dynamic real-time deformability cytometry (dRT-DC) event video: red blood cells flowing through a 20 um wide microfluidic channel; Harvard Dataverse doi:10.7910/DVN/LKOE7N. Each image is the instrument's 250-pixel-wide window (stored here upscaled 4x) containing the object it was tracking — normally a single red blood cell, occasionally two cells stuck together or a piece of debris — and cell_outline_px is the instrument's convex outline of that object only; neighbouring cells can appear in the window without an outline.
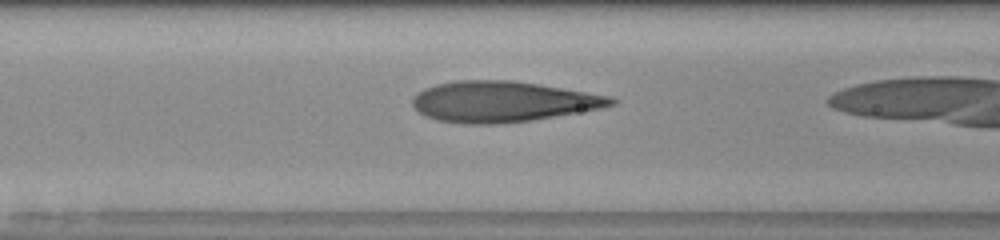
{"species": "human", "species_latin": "Homo sapiens", "temperature_condition": "room temperature", "stored_images_in_passage": 7, "camera_frame_rate_fps": 3000, "um_per_image_px": 0.085, "donor": {"sex": "male"}, "frame": {"image": 1, "passage_image": 3, "time_ms": 0.667, "image_size_px": [1000, 240], "cell_outline_px": [[620, 100], [616, 104], [600, 108], [532, 120], [500, 124], [460, 124], [436, 120], [424, 116], [412, 104], [412, 96], [424, 88], [436, 84], [456, 80], [512, 80], [612, 96]], "centroid_in_image_um": [42.7, 8.64], "position_along_channel_um": 123.9, "area_um2": 47.28}}